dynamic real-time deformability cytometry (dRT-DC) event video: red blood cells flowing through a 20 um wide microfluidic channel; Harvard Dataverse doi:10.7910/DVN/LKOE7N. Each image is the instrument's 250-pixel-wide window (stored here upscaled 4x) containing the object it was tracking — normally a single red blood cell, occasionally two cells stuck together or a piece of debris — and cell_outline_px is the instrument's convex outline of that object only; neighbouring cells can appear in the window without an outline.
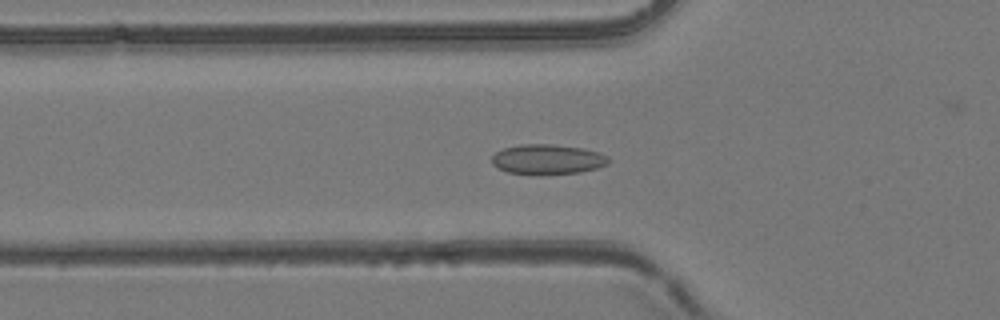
{"species": "common noctule bat (a hibernating species)", "species_latin": "Nyctalus noctula", "temperature_condition": "room temperature", "stored_images_in_passage": 54, "camera_frame_rate_fps": 3000, "um_per_image_px": 0.085, "animal": {"sex": "female", "body_mass_g": 24.6, "forearm_length_mm": 56.2}, "frame": {"image": 1, "passage_image": 19, "time_ms": 6.0, "image_size_px": [1000, 320], "cell_outline_px": [[612, 160], [608, 164], [596, 168], [580, 172], [540, 176], [508, 172], [496, 168], [492, 164], [492, 156], [496, 152], [504, 148], [520, 144], [552, 144], [584, 148], [608, 156]], "centroid_in_image_um": [46.53, 13.56], "position_along_channel_um": 79.3, "area_um2": 20.81}}
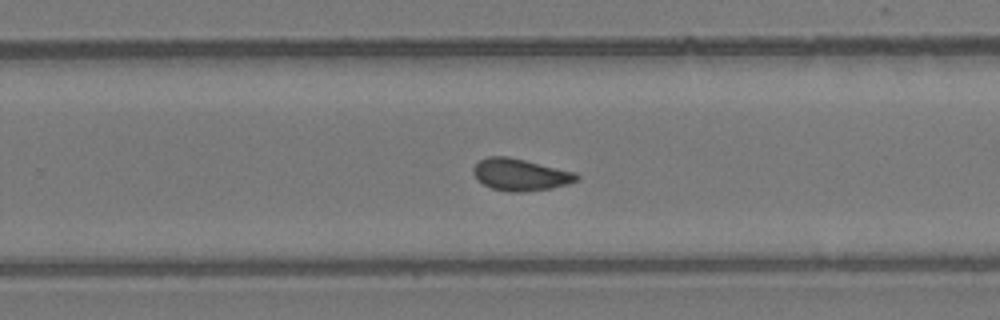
{"frame": {"image": 2, "passage_image": 35, "time_ms": 11.333, "image_size_px": [1000, 320], "cell_outline_px": [[580, 176], [576, 180], [568, 184], [552, 188], [524, 192], [508, 192], [492, 188], [476, 180], [472, 172], [472, 168], [480, 160], [488, 156], [508, 156], [576, 172]], "centroid_in_image_um": [44.21, 14.85], "position_along_channel_um": 285.6, "area_um2": 19.36}}
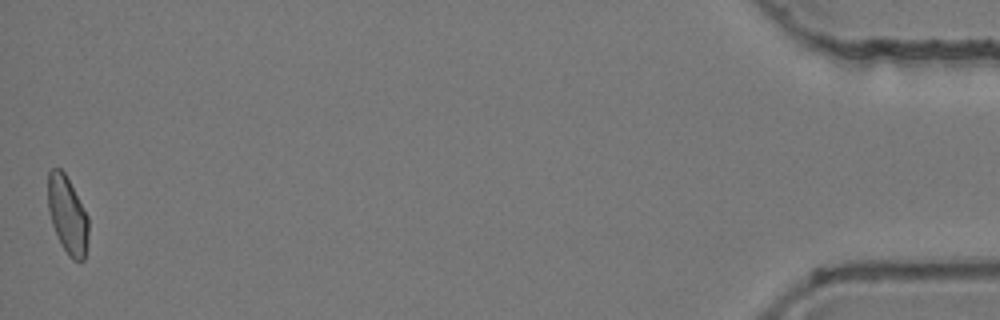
{"frame": {"image": 3, "passage_image": 54, "time_ms": 17.667, "image_size_px": [1000, 320], "cell_outline_px": [[88, 236], [84, 260], [72, 260], [68, 256], [60, 244], [52, 224], [48, 208], [48, 172], [52, 168], [60, 168], [64, 172], [88, 216]], "centroid_in_image_um": [5.72, 18.29], "position_along_channel_um": 429.5, "area_um2": 18.21}, "authors_computed_cell_mechanics": {"area_um2": 19.1029, "velocity_mm_per_s": 3.859, "shape_relaxation_time_tau1_ms": null, "shape_relaxation_time_tau2_ms": 1.5301, "deformation_change_tau1": null, "deformation_change_tau2": 0.0613}}